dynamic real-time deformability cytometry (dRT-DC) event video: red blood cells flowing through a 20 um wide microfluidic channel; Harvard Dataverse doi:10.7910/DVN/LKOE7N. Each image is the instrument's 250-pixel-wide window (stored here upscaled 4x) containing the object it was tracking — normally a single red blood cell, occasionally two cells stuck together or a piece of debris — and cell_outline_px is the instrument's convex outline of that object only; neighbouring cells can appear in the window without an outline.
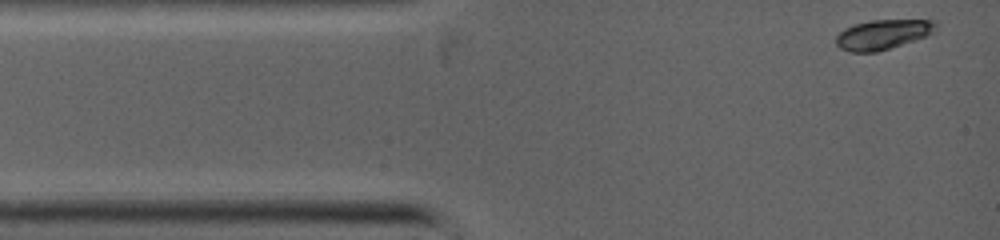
{"species": "common noctule bat (a hibernating species)", "species_latin": "Nyctalus noctula", "temperature_condition": "warm", "stored_images_in_passage": 53, "camera_frame_rate_fps": 5000, "um_per_image_px": 0.085, "animal": {"sex": "female", "body_mass_g": 19.0, "forearm_length_mm": 53.3}, "frame": {"image": 1, "passage_image": 1, "time_ms": 0.0, "image_size_px": [1000, 240], "cell_outline_px": [[940, 24], [936, 32], [928, 36], [876, 52], [848, 52], [840, 48], [836, 44], [836, 36], [844, 28], [856, 24], [872, 20], [936, 20]], "centroid_in_image_um": [75.1, 2.92], "position_along_channel_um": 9.9, "area_um2": 17.51}}
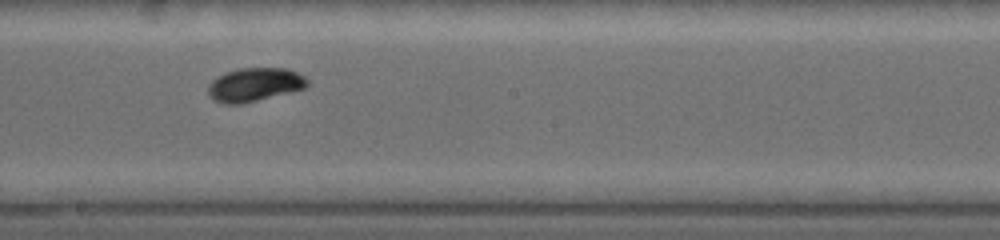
{"frame": {"image": 2, "passage_image": 30, "time_ms": 5.6, "image_size_px": [1000, 240], "cell_outline_px": [[308, 84], [304, 88], [240, 104], [224, 104], [212, 100], [208, 92], [208, 84], [216, 76], [224, 72], [240, 68], [288, 68], [304, 76], [308, 80]], "centroid_in_image_um": [21.59, 7.18], "position_along_channel_um": 226.6, "area_um2": 19.36}}
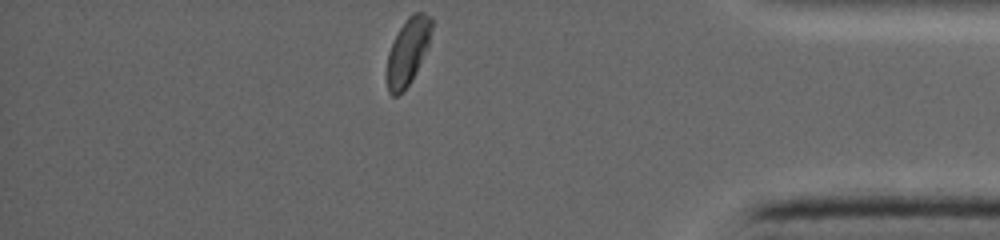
{"frame": {"image": 3, "passage_image": 53, "time_ms": 9.8, "image_size_px": [1000, 240], "cell_outline_px": [[432, 28], [428, 48], [408, 84], [396, 96], [392, 96], [388, 92], [388, 52], [400, 28], [408, 16], [416, 12], [424, 12], [432, 16]], "centroid_in_image_um": [34.7, 4.31], "position_along_channel_um": 400.5, "area_um2": 16.88}}